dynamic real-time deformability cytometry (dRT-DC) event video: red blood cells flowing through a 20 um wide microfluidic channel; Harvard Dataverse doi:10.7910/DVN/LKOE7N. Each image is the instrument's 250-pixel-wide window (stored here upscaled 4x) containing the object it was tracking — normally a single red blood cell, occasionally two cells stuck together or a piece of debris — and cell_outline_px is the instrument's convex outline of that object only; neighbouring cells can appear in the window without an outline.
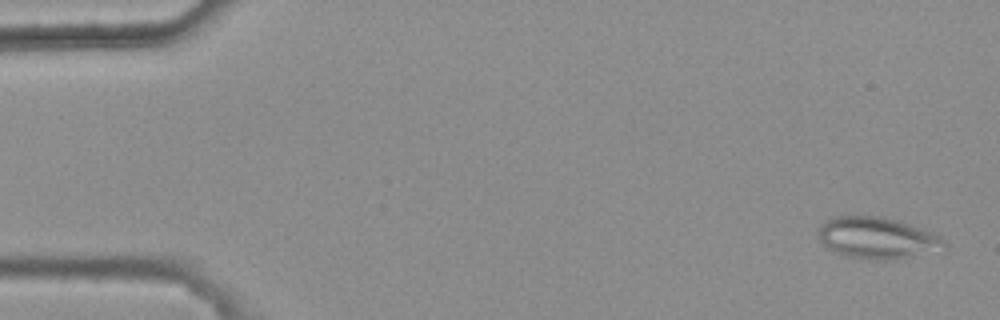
{"species": "common noctule bat (a hibernating species)", "species_latin": "Nyctalus noctula", "temperature_condition": "warm", "stored_images_in_passage": 5, "camera_frame_rate_fps": 3000, "um_per_image_px": 0.085, "animal": {"sex": "female", "body_mass_g": 25.1}, "frame": {"image": 1, "passage_image": 1, "time_ms": 0.0, "image_size_px": [1000, 320], "cell_outline_px": [[948, 244], [896, 260], [880, 260], [848, 256], [836, 252], [828, 248], [820, 240], [820, 224], [836, 216], [884, 216], [900, 220], [940, 236]], "centroid_in_image_um": [74.51, 20.19], "position_along_channel_um": 10.5, "area_um2": 29.65}}